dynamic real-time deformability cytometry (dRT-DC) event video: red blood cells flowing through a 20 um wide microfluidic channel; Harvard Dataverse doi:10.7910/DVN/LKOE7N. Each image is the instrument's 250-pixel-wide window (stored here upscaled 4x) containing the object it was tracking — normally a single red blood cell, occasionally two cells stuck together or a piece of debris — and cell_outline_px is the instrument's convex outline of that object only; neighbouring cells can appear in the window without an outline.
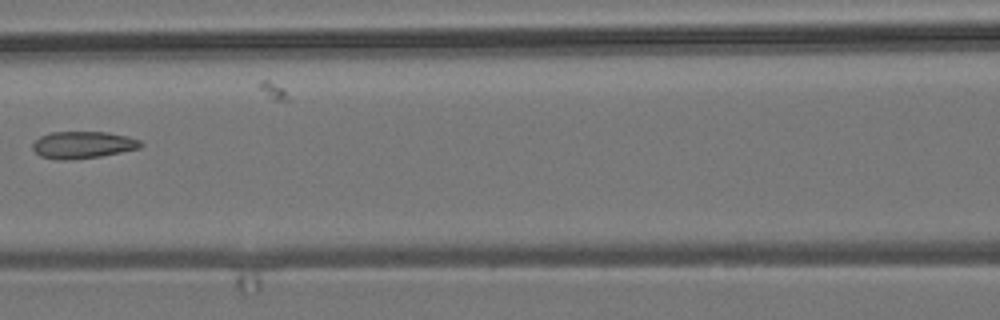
{"species": "common noctule bat (a hibernating species)", "species_latin": "Nyctalus noctula", "temperature_condition": "room temperature", "stored_images_in_passage": 9, "camera_frame_rate_fps": 3000, "um_per_image_px": 0.085, "animal": {"sex": "male", "body_mass_g": 19.2, "forearm_length_mm": 51.8}, "frame": {"image": 1, "passage_image": 6, "time_ms": 1.667, "image_size_px": [1000, 320], "cell_outline_px": [[144, 144], [140, 148], [100, 156], [72, 160], [60, 160], [40, 156], [32, 148], [32, 144], [40, 136], [52, 132], [108, 132], [128, 136], [140, 140]], "centroid_in_image_um": [7.05, 12.31], "position_along_channel_um": 159.5, "area_um2": 17.05}}